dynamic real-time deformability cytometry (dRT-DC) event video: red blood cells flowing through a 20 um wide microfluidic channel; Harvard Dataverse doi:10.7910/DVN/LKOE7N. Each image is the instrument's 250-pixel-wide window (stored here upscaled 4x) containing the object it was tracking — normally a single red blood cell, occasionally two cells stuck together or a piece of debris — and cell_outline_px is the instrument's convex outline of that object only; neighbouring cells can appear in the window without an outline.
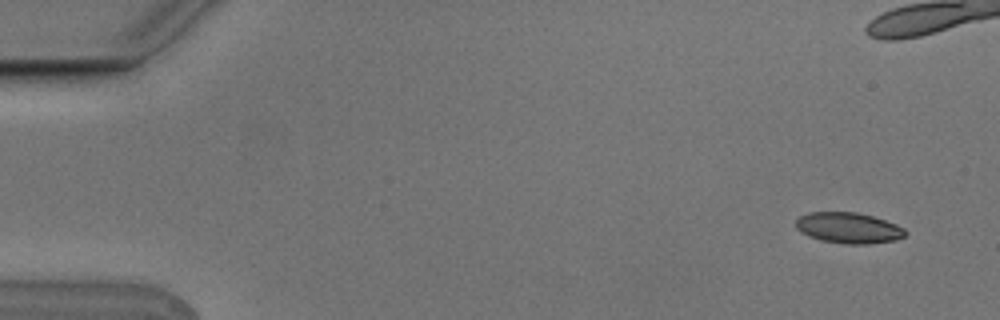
{"species": "Egyptian fruit bat (a non-hibernating species)", "species_latin": "Rousettus aegyptiacus", "temperature_condition": "cold", "stored_images_in_passage": 10, "camera_frame_rate_fps": 3000, "um_per_image_px": 0.085, "animal": {"sex": "male"}, "frame": {"image": 1, "passage_image": 1, "time_ms": 0.0, "image_size_px": [1000, 320], "cell_outline_px": [[908, 232], [904, 236], [896, 240], [868, 244], [844, 244], [820, 240], [808, 236], [800, 232], [796, 228], [796, 220], [800, 216], [808, 212], [856, 212], [872, 216], [896, 224], [904, 228]], "centroid_in_image_um": [72.12, 19.38], "position_along_channel_um": 12.9, "area_um2": 19.77}}
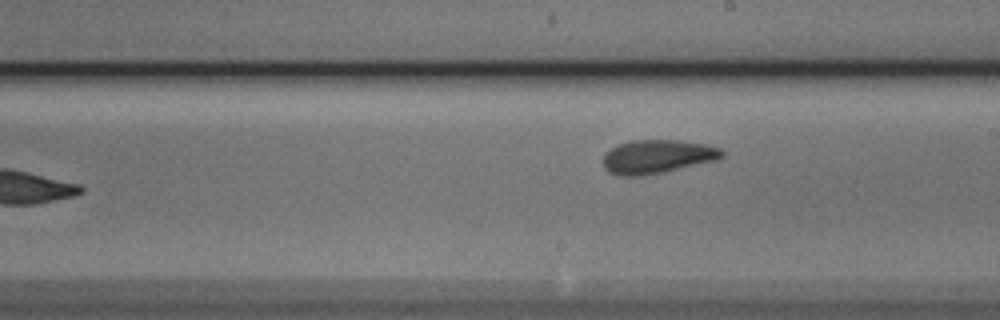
{"frame": {"image": 2, "passage_image": 10, "time_ms": 3.0, "image_size_px": [1000, 320], "cell_outline_px": [[724, 156], [720, 160], [664, 172], [640, 176], [616, 176], [608, 172], [604, 168], [604, 152], [620, 144], [632, 140], [680, 140], [704, 144], [720, 148], [724, 152]], "centroid_in_image_um": [55.89, 13.32], "position_along_channel_um": 233.1, "area_um2": 23.58}}